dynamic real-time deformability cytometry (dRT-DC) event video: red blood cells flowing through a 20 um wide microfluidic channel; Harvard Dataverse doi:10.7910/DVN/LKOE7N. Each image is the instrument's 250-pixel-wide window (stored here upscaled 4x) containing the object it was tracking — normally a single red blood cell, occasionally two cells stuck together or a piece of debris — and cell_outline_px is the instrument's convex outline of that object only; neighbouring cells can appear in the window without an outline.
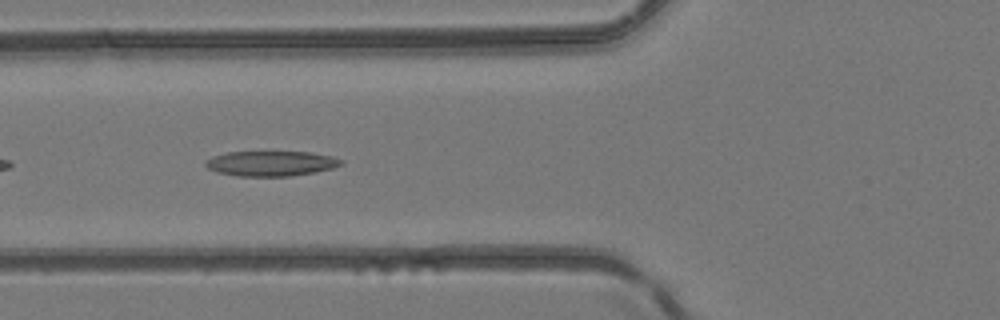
{"species": "common noctule bat (a hibernating species)", "species_latin": "Nyctalus noctula", "temperature_condition": "room temperature", "stored_images_in_passage": 34, "camera_frame_rate_fps": 3000, "um_per_image_px": 0.085, "animal": {"sex": "female", "body_mass_g": 24.6, "forearm_length_mm": 56.2}, "frame": {"image": 1, "passage_image": 4, "time_ms": 1.0, "image_size_px": [1000, 320], "cell_outline_px": [[344, 164], [332, 168], [316, 172], [292, 176], [236, 176], [216, 172], [208, 168], [204, 164], [212, 156], [228, 152], [308, 152], [332, 156], [344, 160]], "centroid_in_image_um": [23.06, 13.9], "position_along_channel_um": 102.7, "area_um2": 19.88}}
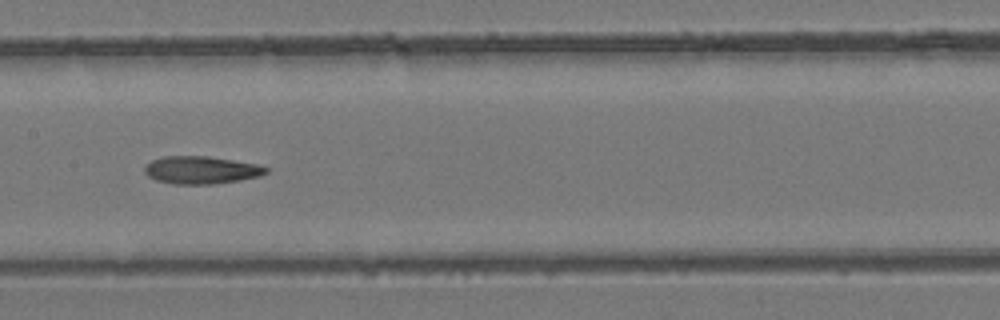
{"frame": {"image": 2, "passage_image": 10, "time_ms": 3.0, "image_size_px": [1000, 320], "cell_outline_px": [[268, 172], [260, 176], [240, 180], [212, 184], [172, 184], [156, 180], [148, 176], [144, 172], [144, 168], [152, 160], [164, 156], [208, 156], [256, 164], [268, 168]], "centroid_in_image_um": [17.09, 14.45], "position_along_channel_um": 190.3, "area_um2": 19.48}}
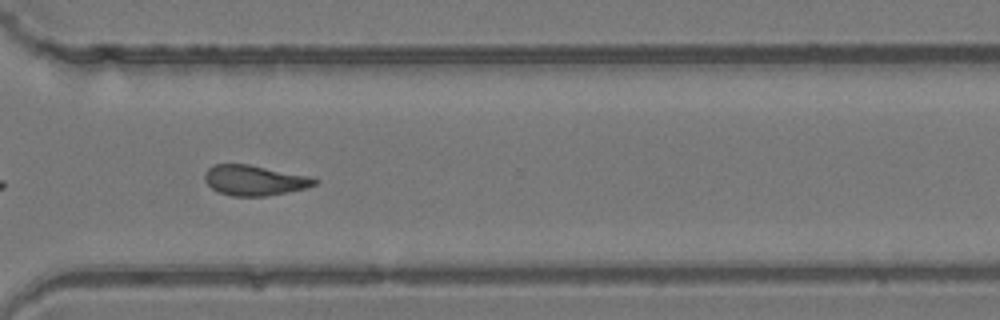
{"frame": {"image": 3, "passage_image": 21, "time_ms": 6.667, "image_size_px": [1000, 320], "cell_outline_px": [[320, 180], [316, 184], [308, 188], [268, 196], [232, 196], [220, 192], [212, 188], [204, 180], [204, 172], [212, 164], [248, 164], [312, 176]], "centroid_in_image_um": [21.67, 15.32], "position_along_channel_um": 348.9, "area_um2": 19.65}}